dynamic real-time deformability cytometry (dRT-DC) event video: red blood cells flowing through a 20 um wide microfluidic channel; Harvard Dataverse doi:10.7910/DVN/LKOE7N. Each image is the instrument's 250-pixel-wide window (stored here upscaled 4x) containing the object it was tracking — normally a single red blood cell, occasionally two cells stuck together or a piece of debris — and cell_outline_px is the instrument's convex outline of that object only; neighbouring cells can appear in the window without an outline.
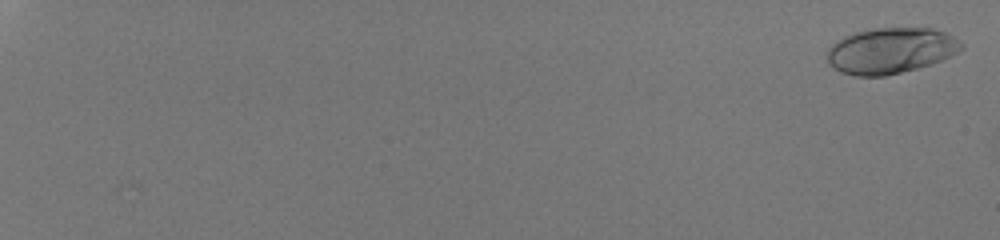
{"species": "human", "species_latin": "Homo sapiens", "temperature_condition": "room temperature", "stored_images_in_passage": 28, "camera_frame_rate_fps": 3000, "um_per_image_px": 0.085, "donor": {"sex": "male"}, "frame": {"image": 1, "passage_image": 2, "time_ms": 0.333, "image_size_px": [1000, 240], "cell_outline_px": [[964, 48], [932, 64], [884, 76], [856, 76], [840, 72], [828, 64], [828, 48], [832, 44], [844, 36], [856, 32], [872, 28], [932, 28], [944, 32], [952, 36], [964, 44]], "centroid_in_image_um": [75.68, 4.3], "position_along_channel_um": 9.3, "area_um2": 35.66}}
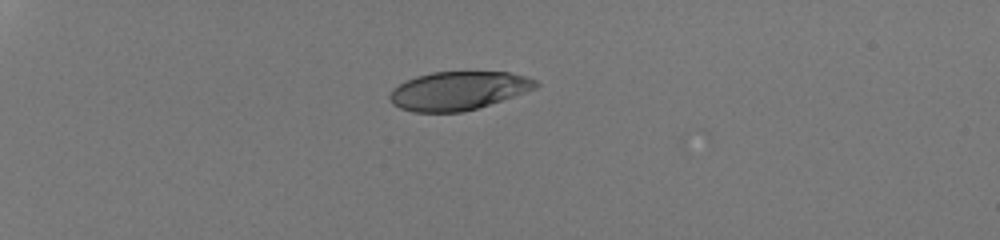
{"frame": {"image": 2, "passage_image": 19, "time_ms": 6.0, "image_size_px": [1000, 240], "cell_outline_px": [[540, 84], [536, 88], [464, 112], [412, 112], [400, 108], [392, 104], [388, 96], [392, 88], [416, 76], [432, 72], [508, 72], [524, 76], [536, 80]], "centroid_in_image_um": [38.91, 7.71], "position_along_channel_um": 46.1, "area_um2": 32.48}}